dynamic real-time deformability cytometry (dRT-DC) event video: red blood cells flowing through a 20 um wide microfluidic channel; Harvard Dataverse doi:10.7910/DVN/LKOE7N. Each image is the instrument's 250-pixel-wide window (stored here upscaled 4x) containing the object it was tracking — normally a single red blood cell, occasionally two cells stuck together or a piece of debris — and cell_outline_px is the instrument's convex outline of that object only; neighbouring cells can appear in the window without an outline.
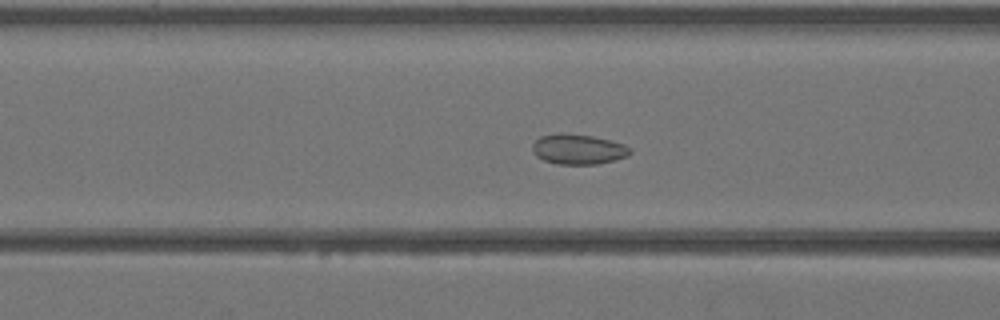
{"species": "Egyptian fruit bat (a non-hibernating species)", "species_latin": "Rousettus aegyptiacus", "temperature_condition": "warm", "stored_images_in_passage": 43, "camera_frame_rate_fps": 3000, "um_per_image_px": 0.085, "animal": {"sex": "female"}, "frame": {"image": 1, "passage_image": 17, "time_ms": 5.333, "image_size_px": [1000, 320], "cell_outline_px": [[632, 152], [628, 156], [596, 164], [556, 164], [544, 160], [536, 156], [532, 148], [532, 144], [540, 136], [564, 132], [592, 136], [624, 144], [632, 148]], "centroid_in_image_um": [49.14, 12.68], "position_along_channel_um": 117.5, "area_um2": 17.17}}
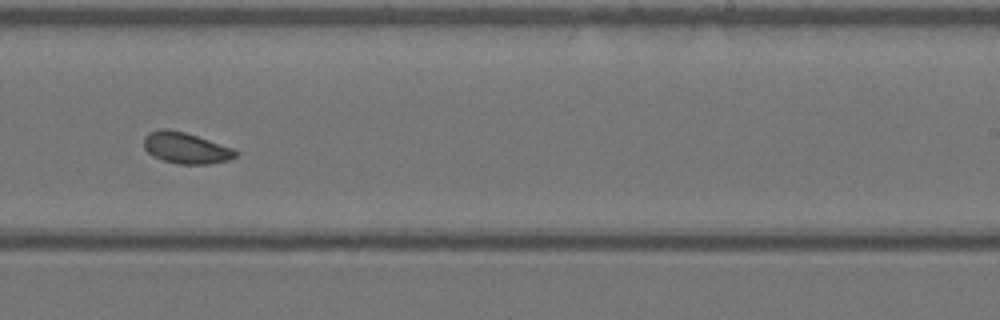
{"frame": {"image": 2, "passage_image": 27, "time_ms": 8.667, "image_size_px": [1000, 320], "cell_outline_px": [[236, 156], [228, 160], [208, 164], [176, 164], [152, 156], [144, 148], [144, 136], [148, 132], [160, 128], [168, 128], [184, 132], [232, 148], [236, 152]], "centroid_in_image_um": [15.73, 12.57], "position_along_channel_um": 273.3, "area_um2": 16.53}}
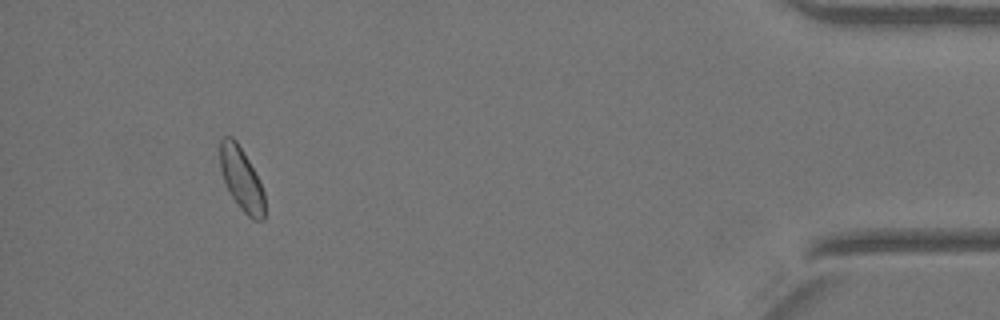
{"frame": {"image": 3, "passage_image": 40, "time_ms": 13.0, "image_size_px": [1000, 320], "cell_outline_px": [[264, 220], [252, 220], [240, 208], [232, 196], [224, 180], [220, 168], [220, 140], [224, 136], [232, 136], [236, 140], [248, 160], [264, 192]], "centroid_in_image_um": [20.51, 15.22], "position_along_channel_um": 414.7, "area_um2": 16.01}}